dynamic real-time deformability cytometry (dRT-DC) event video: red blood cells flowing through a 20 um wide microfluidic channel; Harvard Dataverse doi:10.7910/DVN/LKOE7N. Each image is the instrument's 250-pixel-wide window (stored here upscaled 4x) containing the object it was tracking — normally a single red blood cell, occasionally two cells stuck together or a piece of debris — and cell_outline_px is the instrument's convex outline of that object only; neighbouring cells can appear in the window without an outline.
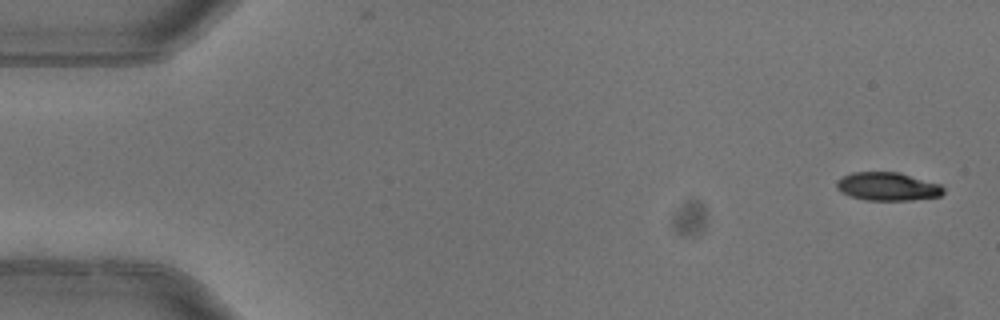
{"species": "common noctule bat (a hibernating species)", "species_latin": "Nyctalus noctula", "temperature_condition": "warm", "stored_images_in_passage": 5, "camera_frame_rate_fps": 3000, "um_per_image_px": 0.085, "animal": {"sex": "female"}, "frame": {"image": 1, "passage_image": 1, "time_ms": 0.0, "image_size_px": [1000, 320], "cell_outline_px": [[944, 192], [940, 196], [912, 200], [864, 200], [848, 196], [840, 192], [836, 188], [836, 180], [852, 172], [900, 172], [940, 184], [944, 188]], "centroid_in_image_um": [75.42, 15.85], "position_along_channel_um": 9.6, "area_um2": 17.8}}
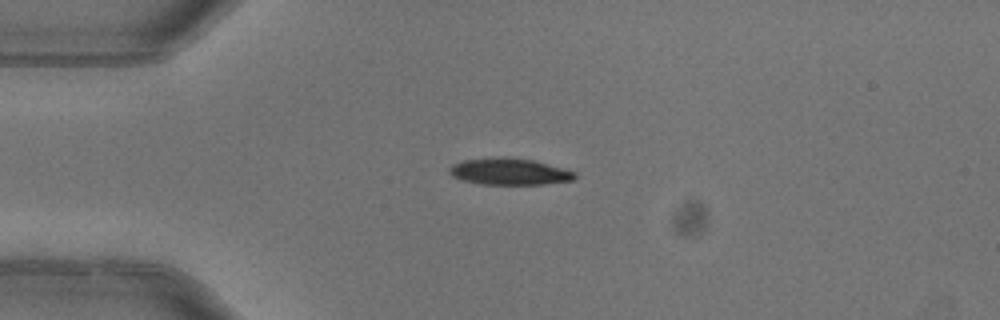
{"frame": {"image": 2, "passage_image": 4, "time_ms": 1.0, "image_size_px": [1000, 320], "cell_outline_px": [[576, 176], [572, 180], [544, 184], [480, 184], [460, 180], [452, 176], [448, 172], [448, 168], [452, 164], [464, 160], [508, 156], [532, 160], [564, 168], [576, 172]], "centroid_in_image_um": [43.26, 14.58], "position_along_channel_um": 41.7, "area_um2": 19.54}}